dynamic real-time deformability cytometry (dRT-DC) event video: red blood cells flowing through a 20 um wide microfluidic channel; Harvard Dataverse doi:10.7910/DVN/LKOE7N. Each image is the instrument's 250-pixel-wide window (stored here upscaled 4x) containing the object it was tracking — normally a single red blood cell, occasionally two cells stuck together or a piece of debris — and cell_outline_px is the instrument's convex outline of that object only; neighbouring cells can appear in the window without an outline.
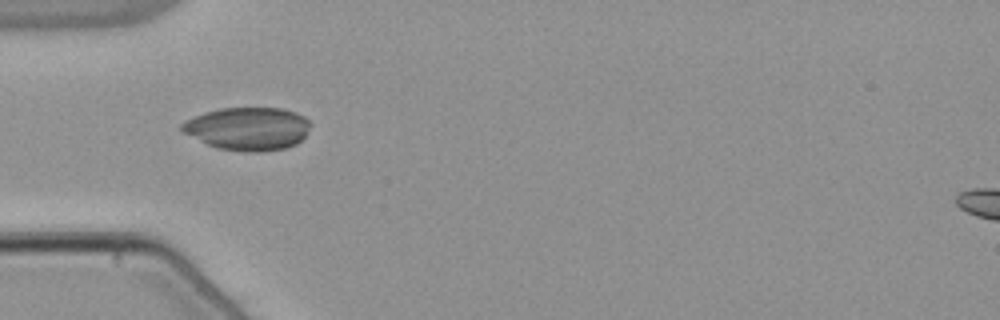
{"species": "common noctule bat (a hibernating species)", "species_latin": "Nyctalus noctula", "temperature_condition": "warm", "stored_images_in_passage": 23, "camera_frame_rate_fps": 3000, "um_per_image_px": 0.085, "animal": {"sex": "male", "body_mass_g": 21.5, "forearm_length_mm": 52.0}, "frame": {"image": 1, "passage_image": 1, "time_ms": 0.0, "image_size_px": [1000, 320], "cell_outline_px": [[312, 124], [304, 136], [296, 144], [284, 148], [260, 152], [244, 152], [216, 148], [180, 132], [180, 124], [204, 112], [220, 108], [280, 108], [296, 112], [304, 116]], "centroid_in_image_um": [21.05, 10.94], "position_along_channel_um": 63.9, "area_um2": 32.37}}